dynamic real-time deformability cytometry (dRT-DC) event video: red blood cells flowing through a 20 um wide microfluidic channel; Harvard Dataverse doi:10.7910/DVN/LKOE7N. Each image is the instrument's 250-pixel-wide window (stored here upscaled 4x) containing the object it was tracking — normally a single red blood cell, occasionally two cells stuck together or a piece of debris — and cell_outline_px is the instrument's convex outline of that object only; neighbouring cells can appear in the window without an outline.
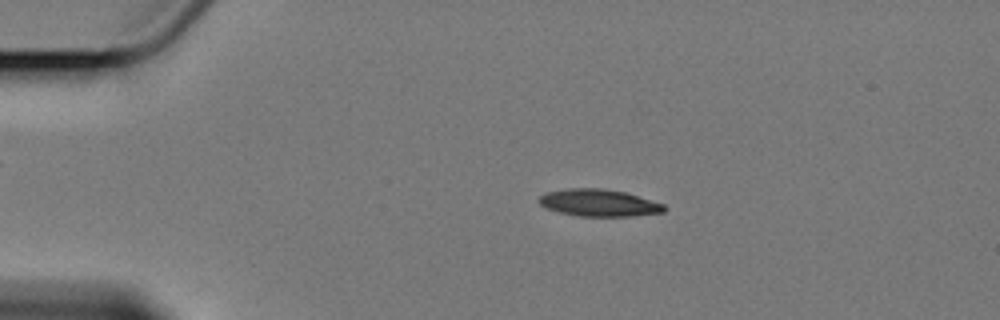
{"species": "Egyptian fruit bat (a non-hibernating species)", "species_latin": "Rousettus aegyptiacus", "temperature_condition": "cold", "stored_images_in_passage": 7, "camera_frame_rate_fps": 3000, "um_per_image_px": 0.085, "animal": {"sex": "female"}, "frame": {"image": 1, "passage_image": 2, "time_ms": 1.333, "image_size_px": [1000, 320], "cell_outline_px": [[668, 208], [664, 212], [632, 216], [576, 216], [560, 212], [548, 208], [540, 204], [540, 196], [544, 192], [568, 188], [604, 188], [624, 192], [664, 204]], "centroid_in_image_um": [50.92, 17.24], "position_along_channel_um": 34.1, "area_um2": 19.71}}
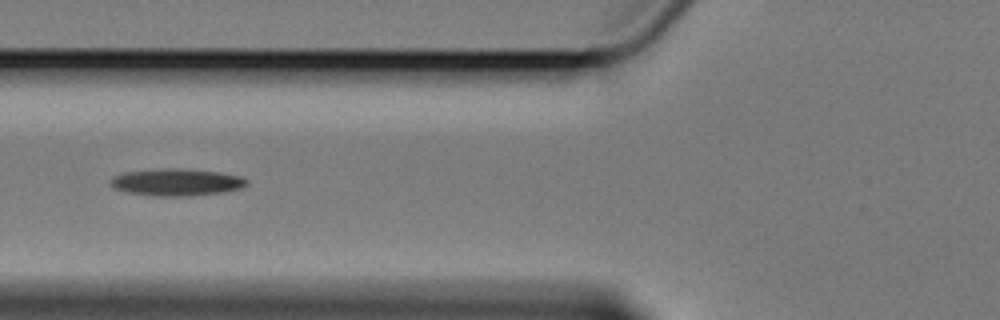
{"frame": {"image": 2, "passage_image": 5, "time_ms": 5.0, "image_size_px": [1000, 320], "cell_outline_px": [[248, 184], [240, 188], [224, 192], [192, 196], [152, 196], [128, 192], [116, 188], [112, 184], [112, 176], [124, 172], [164, 168], [180, 168], [220, 172], [240, 176], [248, 180]], "centroid_in_image_um": [15.05, 15.48], "position_along_channel_um": 110.8, "area_um2": 21.5}}
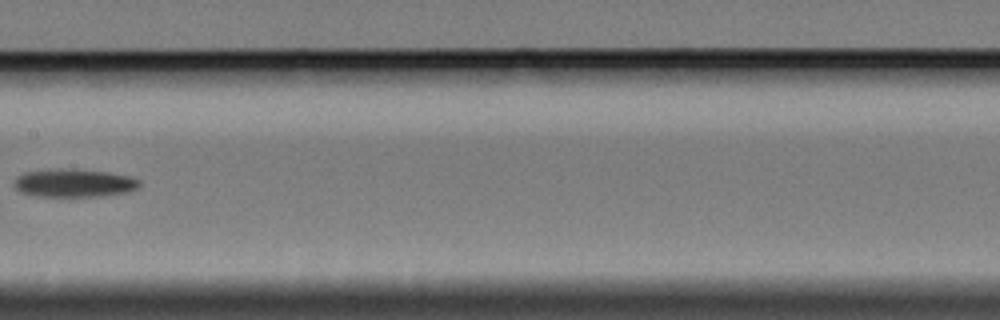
{"frame": {"image": 3, "passage_image": 7, "time_ms": 7.667, "image_size_px": [1000, 320], "cell_outline_px": [[140, 184], [136, 188], [128, 192], [104, 196], [36, 196], [20, 192], [12, 184], [12, 180], [16, 176], [24, 172], [68, 168], [72, 168], [108, 172], [132, 176], [140, 180]], "centroid_in_image_um": [6.28, 15.55], "position_along_channel_um": 201.1, "area_um2": 20.81}}